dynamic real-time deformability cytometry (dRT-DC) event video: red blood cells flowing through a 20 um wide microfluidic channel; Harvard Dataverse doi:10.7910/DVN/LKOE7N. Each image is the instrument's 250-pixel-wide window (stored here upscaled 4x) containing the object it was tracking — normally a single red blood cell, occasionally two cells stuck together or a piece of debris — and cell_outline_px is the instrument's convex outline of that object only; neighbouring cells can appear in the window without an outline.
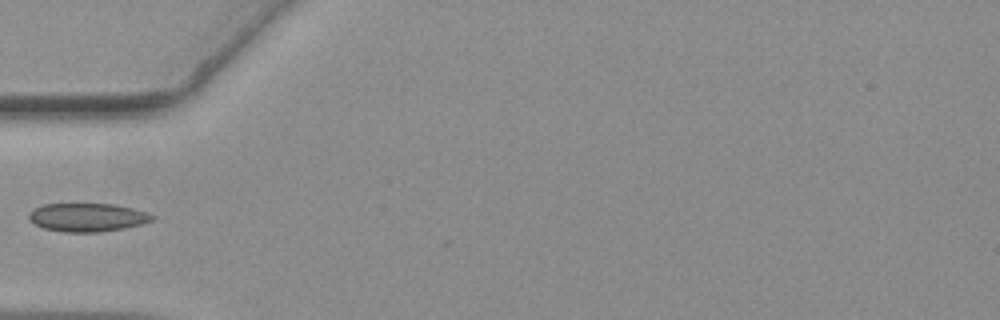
{"species": "common noctule bat (a hibernating species)", "species_latin": "Nyctalus noctula", "temperature_condition": "warm", "stored_images_in_passage": 38, "camera_frame_rate_fps": 3000, "um_per_image_px": 0.085, "animal": {"sex": "female", "body_mass_g": 19.3, "forearm_length_mm": 54.1}, "frame": {"image": 1, "passage_image": 1, "time_ms": 0.0, "image_size_px": [1000, 320], "cell_outline_px": [[156, 216], [152, 220], [140, 224], [124, 228], [96, 232], [64, 232], [44, 228], [28, 220], [28, 212], [32, 208], [44, 204], [116, 204], [148, 212]], "centroid_in_image_um": [7.4, 18.46], "position_along_channel_um": 77.6, "area_um2": 20.46}}
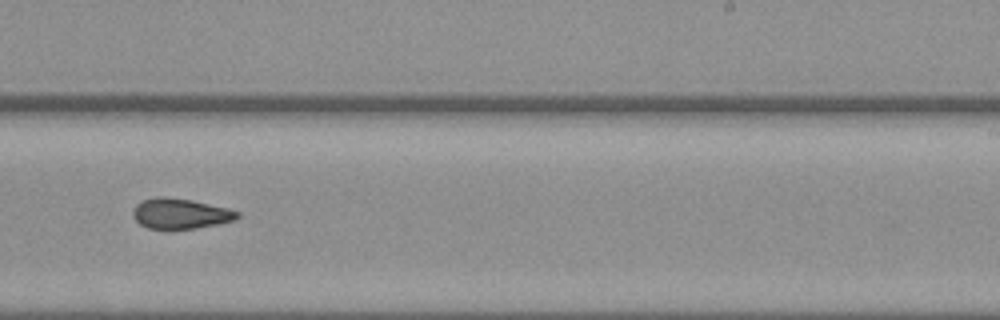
{"frame": {"image": 2, "passage_image": 17, "time_ms": 5.333, "image_size_px": [1000, 320], "cell_outline_px": [[240, 216], [236, 220], [220, 224], [172, 232], [168, 232], [148, 228], [140, 224], [132, 216], [132, 212], [136, 204], [144, 200], [160, 196], [164, 196], [192, 200], [228, 208], [240, 212]], "centroid_in_image_um": [15.34, 18.2], "position_along_channel_um": 273.7, "area_um2": 19.19}}
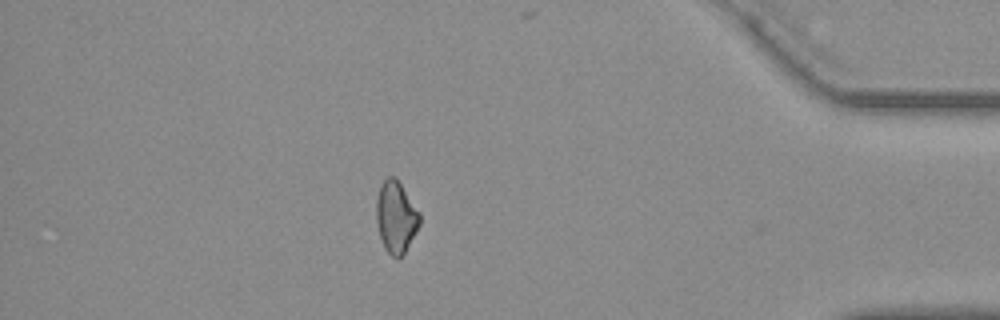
{"frame": {"image": 3, "passage_image": 31, "time_ms": 10.0, "image_size_px": [1000, 320], "cell_outline_px": [[420, 224], [416, 232], [404, 252], [396, 260], [384, 248], [380, 236], [376, 220], [376, 200], [380, 184], [388, 176], [396, 176], [420, 212]], "centroid_in_image_um": [33.65, 18.41], "position_along_channel_um": 401.5, "area_um2": 18.21}}